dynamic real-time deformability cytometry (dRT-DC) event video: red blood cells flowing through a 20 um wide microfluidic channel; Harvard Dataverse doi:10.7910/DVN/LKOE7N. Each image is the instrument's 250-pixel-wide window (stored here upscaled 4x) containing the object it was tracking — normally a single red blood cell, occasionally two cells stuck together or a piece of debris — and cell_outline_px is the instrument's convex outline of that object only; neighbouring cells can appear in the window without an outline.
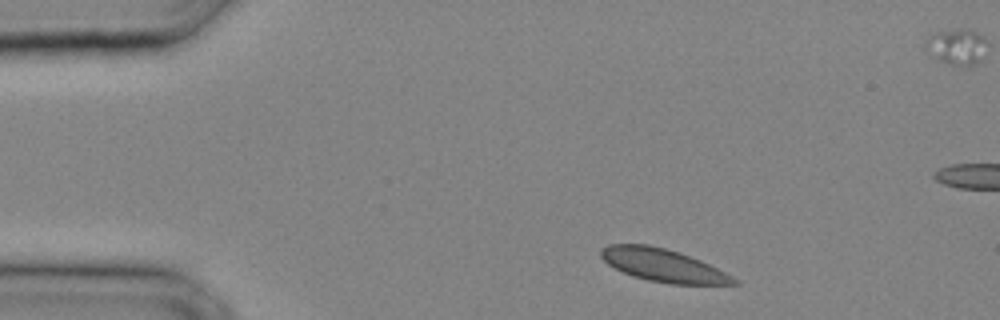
{"species": "common noctule bat (a hibernating species)", "species_latin": "Nyctalus noctula", "temperature_condition": "cold", "stored_images_in_passage": 26, "camera_frame_rate_fps": 3000, "um_per_image_px": 0.085, "animal": {"sex": "male", "body_mass_g": 20.4}, "frame": {"image": 1, "passage_image": 1, "time_ms": 0.0, "image_size_px": [1000, 320], "cell_outline_px": [[740, 284], [668, 284], [648, 280], [632, 276], [608, 264], [600, 256], [600, 248], [608, 244], [648, 244], [680, 252], [700, 260], [732, 276]], "centroid_in_image_um": [56.32, 22.54], "position_along_channel_um": 28.7, "area_um2": 25.26}}
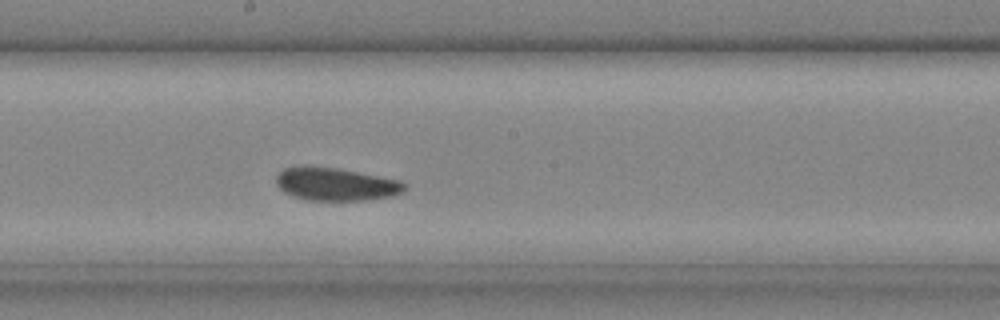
{"frame": {"image": 2, "passage_image": 13, "time_ms": 4.0, "image_size_px": [1000, 320], "cell_outline_px": [[408, 188], [392, 196], [364, 200], [308, 200], [284, 192], [276, 184], [276, 176], [284, 168], [304, 164], [308, 164], [336, 168], [400, 180], [408, 184]], "centroid_in_image_um": [28.53, 15.63], "position_along_channel_um": 219.7, "area_um2": 24.8}}
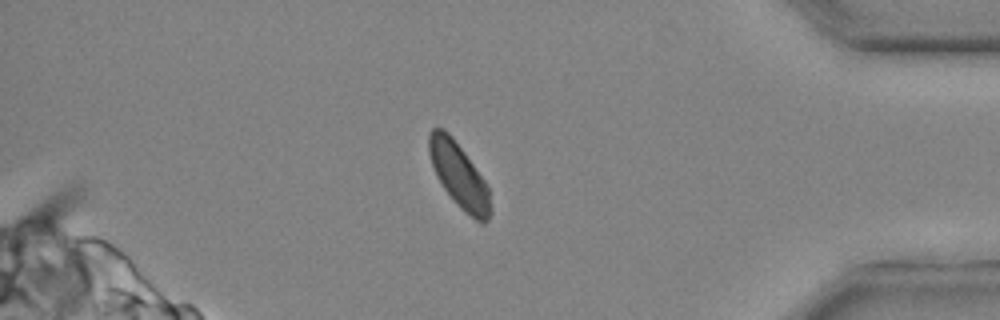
{"frame": {"image": 3, "passage_image": 23, "time_ms": 7.333, "image_size_px": [1000, 320], "cell_outline_px": [[492, 212], [488, 220], [484, 224], [480, 224], [464, 212], [460, 208], [444, 188], [436, 176], [428, 152], [428, 132], [432, 128], [444, 128], [452, 136], [464, 152], [484, 180], [488, 188]], "centroid_in_image_um": [39.01, 14.92], "position_along_channel_um": 396.2, "area_um2": 23.24}}